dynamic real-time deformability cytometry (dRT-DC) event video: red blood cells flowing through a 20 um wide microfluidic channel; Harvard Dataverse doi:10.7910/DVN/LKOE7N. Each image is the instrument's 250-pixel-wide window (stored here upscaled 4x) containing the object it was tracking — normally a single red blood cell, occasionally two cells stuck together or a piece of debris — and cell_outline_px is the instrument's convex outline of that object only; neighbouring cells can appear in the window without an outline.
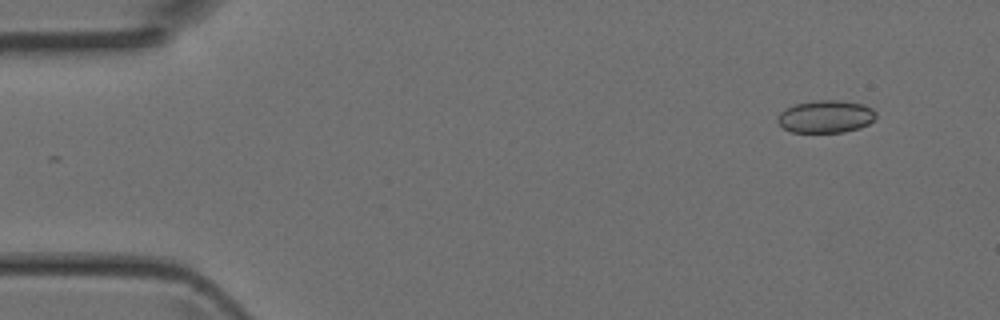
{"species": "Egyptian fruit bat (a non-hibernating species)", "species_latin": "Rousettus aegyptiacus", "temperature_condition": "room temperature", "stored_images_in_passage": 5, "camera_frame_rate_fps": 3000, "um_per_image_px": 0.085, "animal": {"sex": "female"}, "frame": {"image": 1, "passage_image": 5, "time_ms": 1.333, "image_size_px": [1000, 320], "cell_outline_px": [[876, 116], [868, 124], [860, 128], [844, 132], [792, 132], [784, 128], [776, 120], [780, 112], [796, 104], [816, 100], [840, 100], [864, 104], [872, 108], [876, 112]], "centroid_in_image_um": [70.21, 9.9], "position_along_channel_um": 14.8, "area_um2": 18.61}}